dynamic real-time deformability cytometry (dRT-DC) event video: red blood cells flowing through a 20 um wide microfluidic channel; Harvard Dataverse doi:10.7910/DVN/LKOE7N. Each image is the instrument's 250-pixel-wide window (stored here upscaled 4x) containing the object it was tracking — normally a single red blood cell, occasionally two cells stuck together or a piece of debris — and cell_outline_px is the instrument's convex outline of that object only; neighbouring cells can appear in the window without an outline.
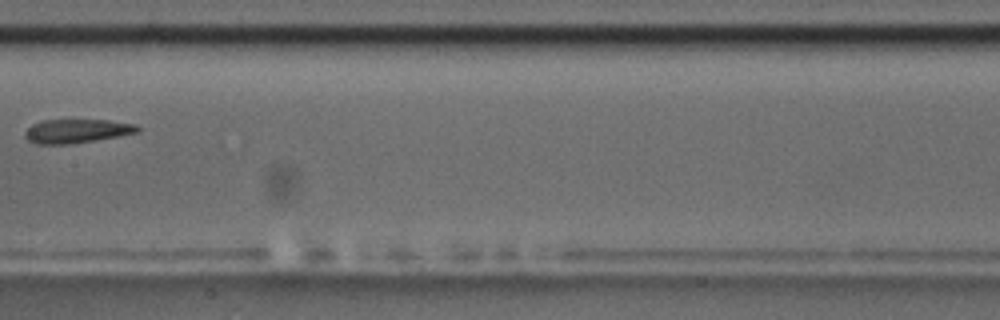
{"species": "common noctule bat (a hibernating species)", "species_latin": "Nyctalus noctula", "temperature_condition": "room temperature", "stored_images_in_passage": 9, "camera_frame_rate_fps": 3000, "um_per_image_px": 0.085, "animal": {"sex": "male", "body_mass_g": 17.5, "forearm_length_mm": 52.3}, "frame": {"image": 1, "passage_image": 8, "time_ms": 9.0, "image_size_px": [1000, 320], "cell_outline_px": [[140, 132], [68, 144], [36, 144], [28, 140], [24, 136], [24, 132], [32, 124], [44, 120], [108, 120], [136, 124], [140, 128]], "centroid_in_image_um": [6.5, 11.13], "position_along_channel_um": 200.9, "area_um2": 15.49}}
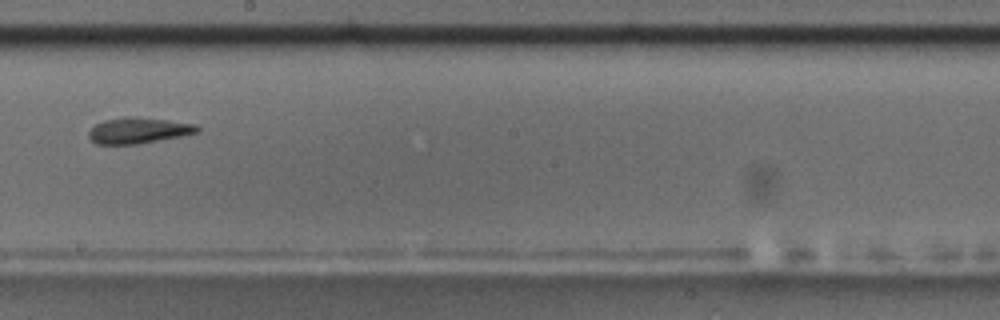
{"frame": {"image": 2, "passage_image": 9, "time_ms": 10.0, "image_size_px": [1000, 320], "cell_outline_px": [[200, 132], [180, 136], [136, 144], [96, 144], [88, 136], [88, 132], [96, 124], [104, 120], [124, 116], [128, 116], [168, 120], [192, 124], [200, 128]], "centroid_in_image_um": [11.74, 11.09], "position_along_channel_um": 236.5, "area_um2": 16.18}}